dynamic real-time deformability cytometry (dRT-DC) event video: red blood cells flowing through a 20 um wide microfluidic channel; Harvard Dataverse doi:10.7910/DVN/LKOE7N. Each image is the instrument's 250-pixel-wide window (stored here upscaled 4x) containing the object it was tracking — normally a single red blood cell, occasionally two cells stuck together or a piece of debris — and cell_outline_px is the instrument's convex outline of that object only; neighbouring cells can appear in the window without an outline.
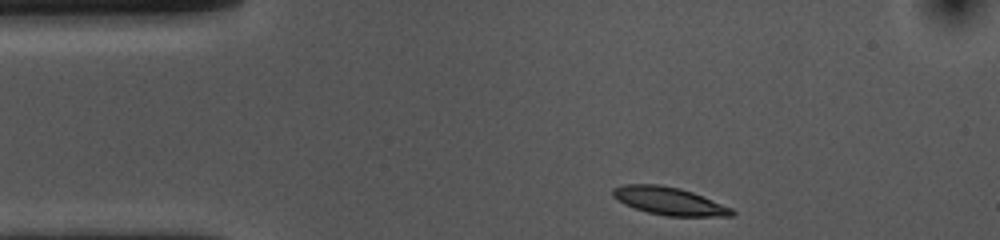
{"species": "common noctule bat (a hibernating species)", "species_latin": "Nyctalus noctula", "temperature_condition": "cold", "stored_images_in_passage": 36, "camera_frame_rate_fps": 3000, "um_per_image_px": 0.085, "animal": {"sex": "female", "body_mass_g": 10.0, "forearm_length_mm": 53.1}, "frame": {"image": 1, "passage_image": 1, "time_ms": 0.0, "image_size_px": [1000, 240], "cell_outline_px": [[736, 212], [732, 216], [668, 216], [648, 212], [624, 204], [612, 196], [612, 188], [624, 184], [660, 184], [680, 188], [704, 196], [732, 208]], "centroid_in_image_um": [56.88, 17.08], "position_along_channel_um": 28.1, "area_um2": 19.31}}
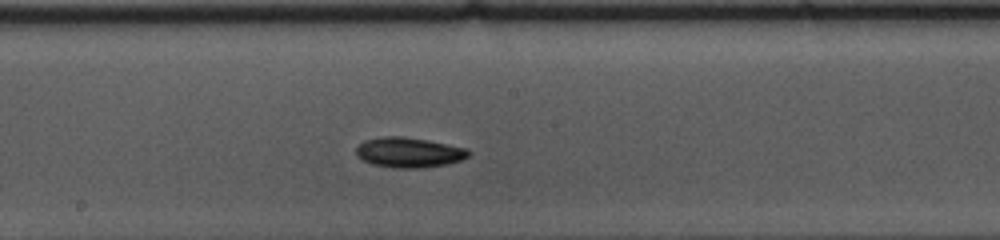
{"frame": {"image": 2, "passage_image": 20, "time_ms": 6.333, "image_size_px": [1000, 240], "cell_outline_px": [[472, 152], [468, 156], [460, 160], [448, 164], [420, 168], [392, 168], [372, 164], [356, 156], [356, 148], [364, 140], [384, 136], [400, 136], [428, 140], [468, 148]], "centroid_in_image_um": [34.77, 12.96], "position_along_channel_um": 213.4, "area_um2": 19.83}}
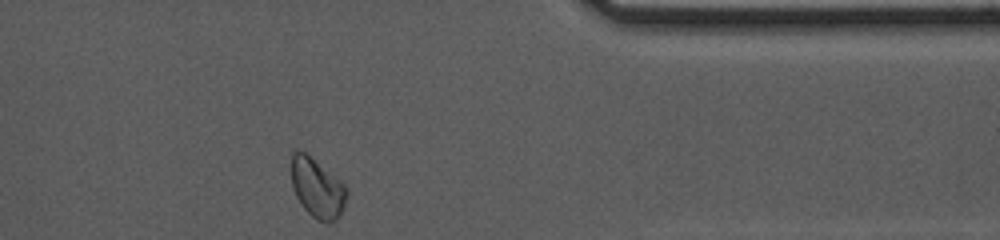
{"frame": {"image": 3, "passage_image": 36, "time_ms": 11.667, "image_size_px": [1000, 240], "cell_outline_px": [[348, 192], [344, 208], [340, 216], [332, 224], [316, 220], [300, 204], [296, 196], [292, 184], [292, 152], [296, 148], [304, 152], [344, 184]], "centroid_in_image_um": [26.98, 16.03], "position_along_channel_um": 384.4, "area_um2": 19.07}, "authors_computed_cell_mechanics": {"area_um2": 18.9584, "velocity_mm_per_s": 3.5997, "shape_relaxation_time_tau1_ms": 2.5442, "shape_relaxation_time_tau2_ms": null, "deformation_change_tau1": 0.0991, "deformation_change_tau2": null}}